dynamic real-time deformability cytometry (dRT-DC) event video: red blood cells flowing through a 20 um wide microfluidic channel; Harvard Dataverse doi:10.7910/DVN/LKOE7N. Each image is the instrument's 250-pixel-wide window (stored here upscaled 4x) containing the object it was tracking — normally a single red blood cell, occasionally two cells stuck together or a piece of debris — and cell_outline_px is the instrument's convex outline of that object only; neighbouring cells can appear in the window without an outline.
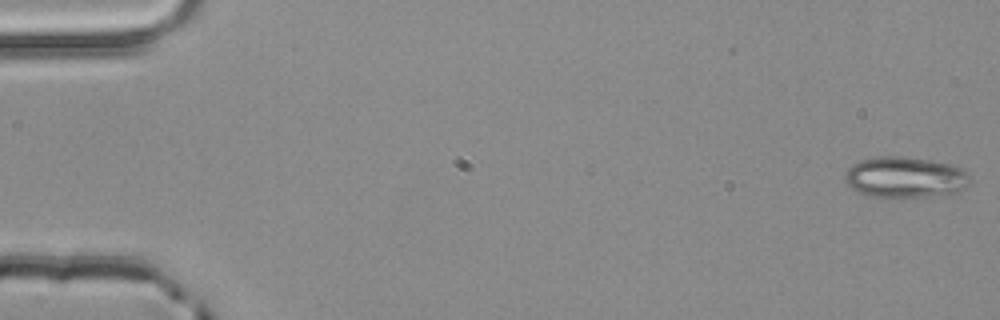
{"species": "common noctule bat (a hibernating species)", "species_latin": "Nyctalus noctula", "temperature_condition": "room temperature", "stored_images_in_passage": 4, "camera_frame_rate_fps": 3000, "um_per_image_px": 0.085, "animal": {"sex": "male", "body_mass_g": 20.4}, "frame": {"image": 1, "passage_image": 1, "time_ms": 0.0, "image_size_px": [1000, 320], "cell_outline_px": [[972, 180], [964, 188], [956, 192], [924, 196], [872, 196], [860, 192], [852, 188], [844, 180], [844, 176], [848, 168], [852, 164], [860, 160], [876, 156], [904, 156], [928, 160], [948, 164], [960, 168], [968, 172]], "centroid_in_image_um": [76.92, 15.04], "position_along_channel_um": 8.1, "area_um2": 29.48}}